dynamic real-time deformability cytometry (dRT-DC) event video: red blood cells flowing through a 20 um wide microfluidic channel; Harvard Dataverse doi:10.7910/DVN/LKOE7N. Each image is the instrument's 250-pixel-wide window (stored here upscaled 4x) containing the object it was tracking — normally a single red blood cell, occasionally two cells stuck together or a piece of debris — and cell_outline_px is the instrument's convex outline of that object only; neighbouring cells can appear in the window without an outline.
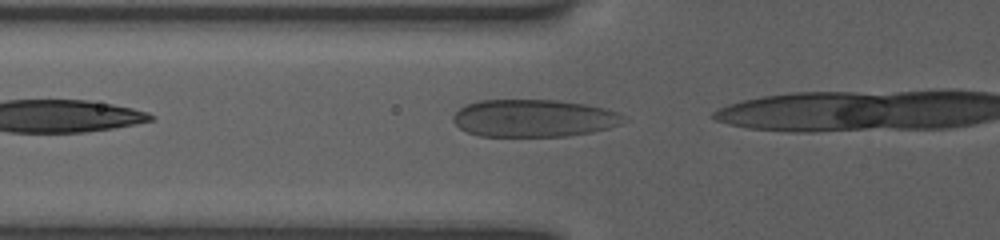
{"species": "human", "species_latin": "Homo sapiens", "temperature_condition": "room temperature", "stored_images_in_passage": 3, "camera_frame_rate_fps": 3000, "um_per_image_px": 0.085, "donor": {"sex": "female"}, "frame": {"image": 1, "passage_image": 3, "time_ms": 1.333, "image_size_px": [1000, 240], "cell_outline_px": [[628, 120], [620, 124], [608, 128], [592, 132], [568, 136], [480, 136], [468, 132], [460, 128], [452, 120], [452, 116], [464, 104], [480, 100], [556, 100], [584, 104], [604, 108], [616, 112], [624, 116]], "centroid_in_image_um": [45.36, 10.05], "position_along_channel_um": 80.4, "area_um2": 37.28}}